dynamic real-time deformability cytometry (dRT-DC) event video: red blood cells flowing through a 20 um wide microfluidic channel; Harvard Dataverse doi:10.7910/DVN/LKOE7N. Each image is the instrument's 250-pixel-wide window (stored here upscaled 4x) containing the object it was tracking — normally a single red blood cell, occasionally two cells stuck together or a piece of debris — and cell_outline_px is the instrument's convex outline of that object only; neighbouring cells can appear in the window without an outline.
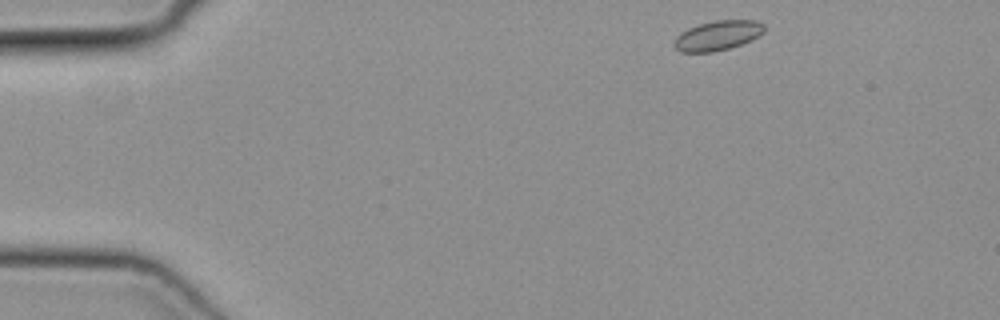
{"species": "common noctule bat (a hibernating species)", "species_latin": "Nyctalus noctula", "temperature_condition": "cold", "stored_images_in_passage": 44, "camera_frame_rate_fps": 3000, "um_per_image_px": 0.085, "animal": {"sex": "female", "body_mass_g": 19.3, "forearm_length_mm": 54.1}, "frame": {"image": 1, "passage_image": 1, "time_ms": 0.0, "image_size_px": [1000, 320], "cell_outline_px": [[764, 32], [760, 36], [752, 40], [728, 48], [712, 52], [680, 52], [672, 44], [676, 36], [680, 32], [688, 28], [700, 24], [716, 20], [756, 20], [764, 24]], "centroid_in_image_um": [61.0, 3.01], "position_along_channel_um": 24.0, "area_um2": 15.66}}
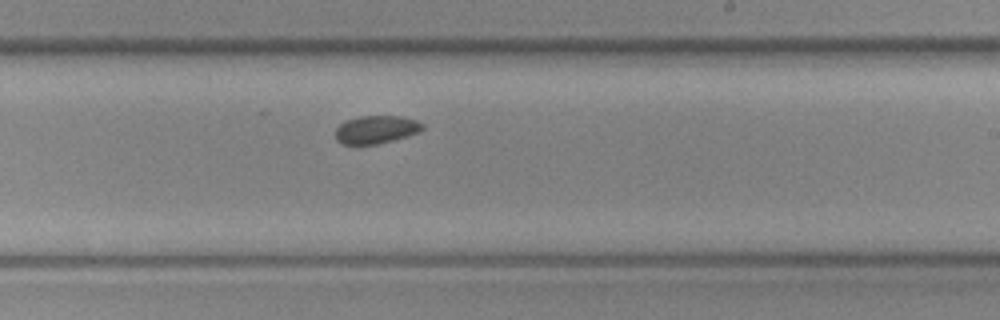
{"frame": {"image": 2, "passage_image": 24, "time_ms": 7.667, "image_size_px": [1000, 320], "cell_outline_px": [[424, 128], [420, 132], [392, 140], [376, 144], [340, 144], [336, 140], [336, 128], [340, 124], [348, 120], [360, 116], [400, 116], [416, 120], [424, 124]], "centroid_in_image_um": [31.98, 11.01], "position_along_channel_um": 257.0, "area_um2": 14.1}}
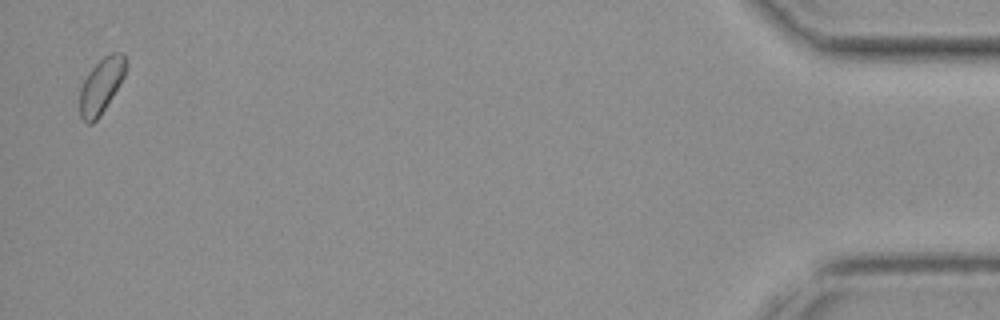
{"frame": {"image": 3, "passage_image": 43, "time_ms": 14.0, "image_size_px": [1000, 320], "cell_outline_px": [[128, 68], [120, 84], [100, 116], [92, 124], [88, 124], [80, 116], [80, 88], [88, 72], [104, 56], [112, 52], [124, 52], [128, 64]], "centroid_in_image_um": [8.64, 7.25], "position_along_channel_um": 426.6, "area_um2": 14.97}}